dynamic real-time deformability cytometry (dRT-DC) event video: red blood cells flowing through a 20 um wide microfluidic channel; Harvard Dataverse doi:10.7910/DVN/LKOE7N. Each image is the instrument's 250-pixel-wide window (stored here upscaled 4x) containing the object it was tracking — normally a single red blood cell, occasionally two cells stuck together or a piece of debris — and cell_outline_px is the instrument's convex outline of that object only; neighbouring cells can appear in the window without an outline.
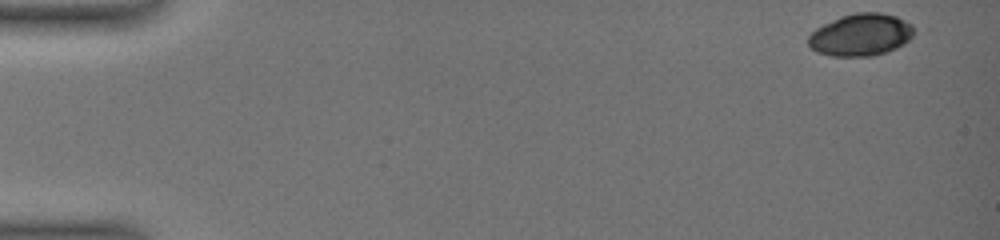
{"species": "common noctule bat (a hibernating species)", "species_latin": "Nyctalus noctula", "temperature_condition": "warm", "stored_images_in_passage": 43, "camera_frame_rate_fps": 3000, "um_per_image_px": 0.085, "animal": {"sex": "female", "body_mass_g": 19.0, "forearm_length_mm": 51.5}, "frame": {"image": 1, "passage_image": 1, "time_ms": 0.0, "image_size_px": [1000, 240], "cell_outline_px": [[920, 28], [904, 44], [896, 48], [872, 56], [832, 56], [816, 52], [808, 44], [808, 36], [816, 28], [840, 16], [856, 12], [880, 12], [896, 16]], "centroid_in_image_um": [73.21, 2.95], "position_along_channel_um": 11.8, "area_um2": 26.24}}
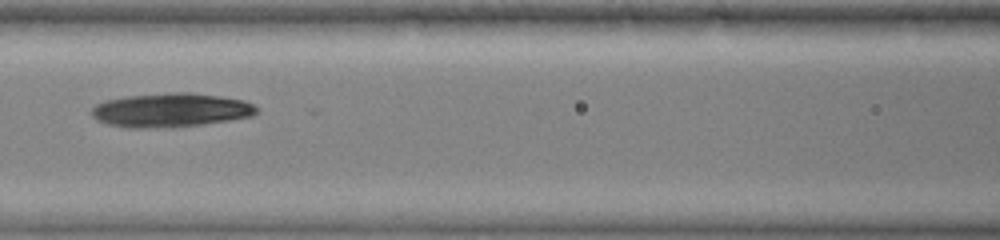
{"frame": {"image": 2, "passage_image": 18, "time_ms": 8.0, "image_size_px": [1000, 240], "cell_outline_px": [[256, 112], [252, 116], [228, 120], [172, 128], [128, 128], [108, 124], [96, 120], [92, 116], [92, 108], [96, 104], [104, 100], [128, 96], [172, 92], [192, 92], [220, 96], [244, 100], [252, 104], [256, 108]], "centroid_in_image_um": [14.47, 9.36], "position_along_channel_um": 152.1, "area_um2": 32.71}}
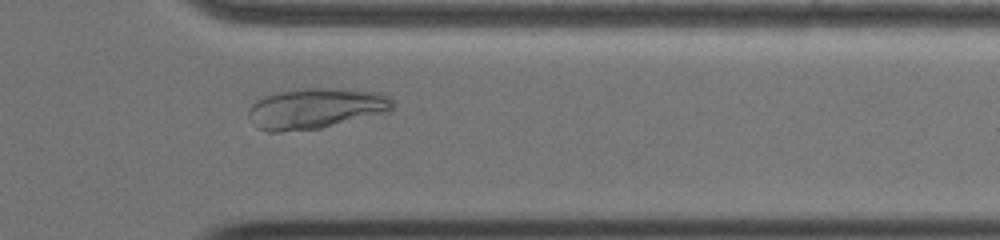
{"frame": {"image": 3, "passage_image": 36, "time_ms": 14.333, "image_size_px": [1000, 240], "cell_outline_px": [[392, 112], [320, 128], [280, 132], [268, 132], [256, 128], [252, 124], [248, 116], [248, 112], [252, 104], [256, 100], [280, 92], [304, 88], [356, 88], [380, 92], [388, 96], [392, 100]], "centroid_in_image_um": [26.89, 9.21], "position_along_channel_um": 384.5, "area_um2": 34.56}}